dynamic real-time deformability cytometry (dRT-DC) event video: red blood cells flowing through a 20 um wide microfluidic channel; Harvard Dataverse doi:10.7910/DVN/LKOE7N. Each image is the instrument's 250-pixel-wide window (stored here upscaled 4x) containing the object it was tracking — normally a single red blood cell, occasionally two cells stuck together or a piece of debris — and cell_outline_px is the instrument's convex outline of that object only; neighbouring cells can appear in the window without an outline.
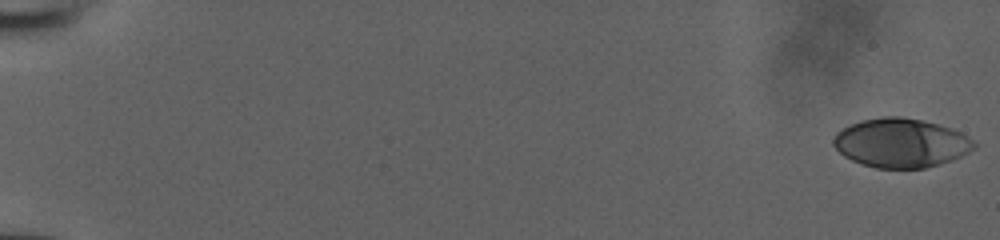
{"species": "human", "species_latin": "Homo sapiens", "temperature_condition": "room temperature", "stored_images_in_passage": 53, "camera_frame_rate_fps": 3000, "um_per_image_px": 0.085, "donor": {"sex": "male"}, "frame": {"image": 1, "passage_image": 1, "time_ms": 0.0, "image_size_px": [1000, 240], "cell_outline_px": [[976, 148], [952, 160], [940, 164], [924, 168], [876, 168], [852, 160], [844, 156], [832, 144], [832, 140], [836, 132], [860, 120], [880, 116], [900, 116], [924, 120], [952, 128], [968, 136], [976, 144]], "centroid_in_image_um": [76.58, 12.13], "position_along_channel_um": 8.4, "area_um2": 40.29}}
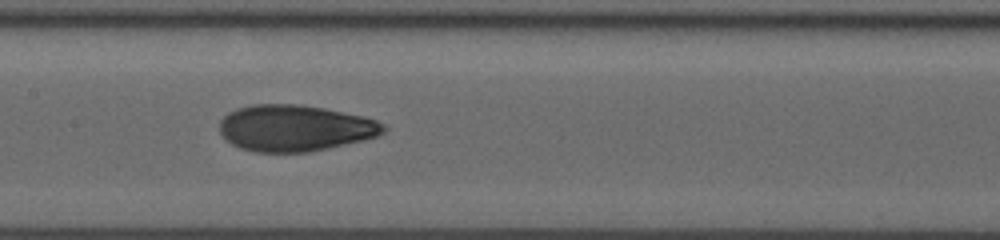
{"frame": {"image": 2, "passage_image": 29, "time_ms": 9.333, "image_size_px": [1000, 240], "cell_outline_px": [[388, 128], [384, 132], [376, 136], [364, 140], [308, 152], [256, 152], [240, 148], [232, 144], [220, 132], [220, 120], [228, 112], [236, 108], [252, 104], [300, 104], [324, 108], [364, 116], [376, 120], [384, 124]], "centroid_in_image_um": [25.07, 10.87], "position_along_channel_um": 182.3, "area_um2": 44.33}}
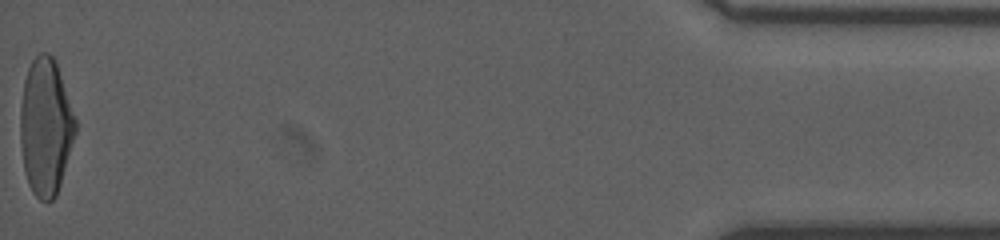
{"frame": {"image": 3, "passage_image": 53, "time_ms": 17.333, "image_size_px": [1000, 240], "cell_outline_px": [[76, 132], [60, 184], [56, 196], [48, 204], [40, 200], [32, 192], [28, 184], [24, 172], [20, 140], [20, 108], [24, 80], [28, 68], [32, 60], [40, 52], [48, 52], [56, 60], [76, 120]], "centroid_in_image_um": [3.87, 10.79], "position_along_channel_um": 431.3, "area_um2": 44.22}}